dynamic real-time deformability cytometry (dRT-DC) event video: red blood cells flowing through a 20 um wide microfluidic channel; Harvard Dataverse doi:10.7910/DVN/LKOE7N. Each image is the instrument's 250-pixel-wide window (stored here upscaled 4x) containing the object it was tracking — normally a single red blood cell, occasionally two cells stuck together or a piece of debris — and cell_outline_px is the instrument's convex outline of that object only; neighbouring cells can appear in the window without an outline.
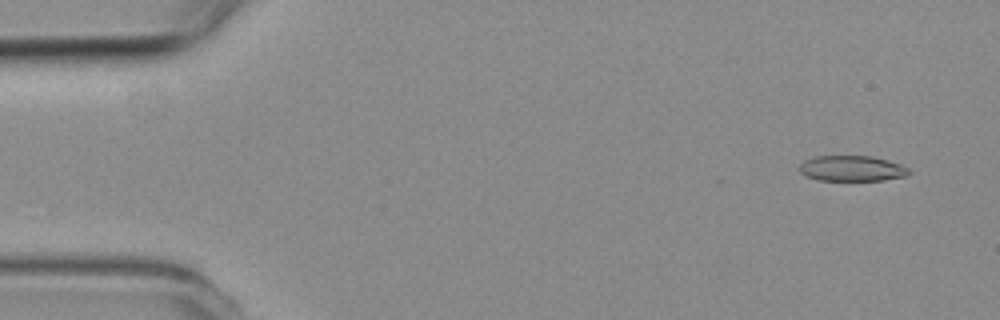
{"species": "common noctule bat (a hibernating species)", "species_latin": "Nyctalus noctula", "temperature_condition": "room temperature", "stored_images_in_passage": 5, "camera_frame_rate_fps": 3000, "um_per_image_px": 0.085, "animal": {"sex": "female", "body_mass_g": 19.3, "forearm_length_mm": 54.1}, "frame": {"image": 1, "passage_image": 1, "time_ms": 0.0, "image_size_px": [1000, 320], "cell_outline_px": [[912, 172], [908, 176], [884, 180], [820, 180], [804, 176], [800, 172], [800, 164], [804, 160], [816, 156], [872, 156], [888, 160], [900, 164], [908, 168]], "centroid_in_image_um": [72.43, 14.32], "position_along_channel_um": 12.6, "area_um2": 16.42}}
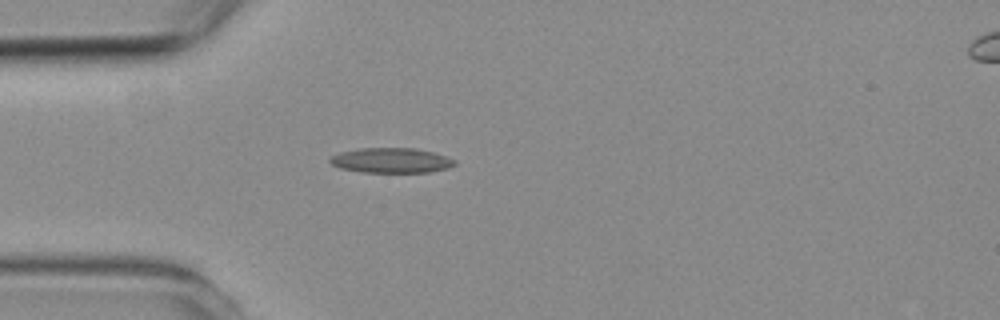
{"frame": {"image": 2, "passage_image": 4, "time_ms": 3.667, "image_size_px": [1000, 320], "cell_outline_px": [[456, 164], [448, 168], [428, 172], [364, 172], [340, 168], [332, 164], [328, 160], [332, 156], [340, 152], [364, 148], [416, 148], [432, 152], [456, 160]], "centroid_in_image_um": [33.26, 13.63], "position_along_channel_um": 51.7, "area_um2": 17.98}}